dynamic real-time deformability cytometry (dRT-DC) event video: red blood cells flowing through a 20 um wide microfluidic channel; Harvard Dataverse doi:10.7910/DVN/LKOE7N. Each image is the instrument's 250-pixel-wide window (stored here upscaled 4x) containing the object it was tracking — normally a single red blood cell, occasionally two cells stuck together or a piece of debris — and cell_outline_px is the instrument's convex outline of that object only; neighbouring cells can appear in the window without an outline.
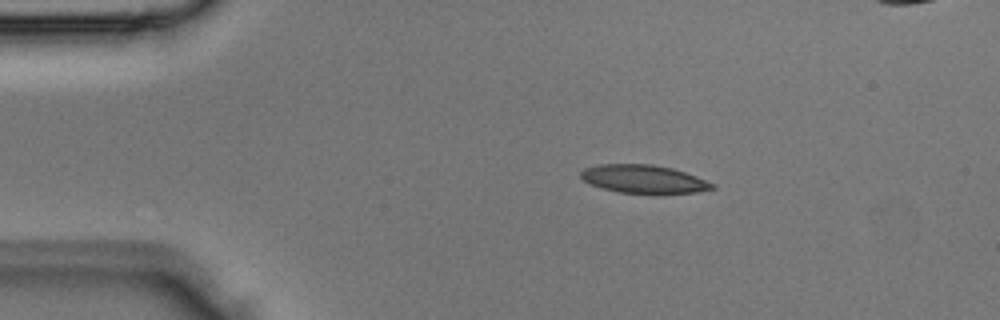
{"species": "Egyptian fruit bat (a non-hibernating species)", "species_latin": "Rousettus aegyptiacus", "temperature_condition": "room temperature", "stored_images_in_passage": 3, "camera_frame_rate_fps": 3000, "um_per_image_px": 0.085, "animal": {"sex": "male"}, "frame": {"image": 1, "passage_image": 1, "time_ms": 0.0, "image_size_px": [1000, 320], "cell_outline_px": [[716, 188], [696, 192], [656, 196], [620, 192], [604, 188], [592, 184], [584, 180], [580, 176], [580, 172], [584, 168], [600, 164], [652, 164], [672, 168], [696, 176], [716, 184]], "centroid_in_image_um": [54.78, 15.25], "position_along_channel_um": 30.2, "area_um2": 22.2}}